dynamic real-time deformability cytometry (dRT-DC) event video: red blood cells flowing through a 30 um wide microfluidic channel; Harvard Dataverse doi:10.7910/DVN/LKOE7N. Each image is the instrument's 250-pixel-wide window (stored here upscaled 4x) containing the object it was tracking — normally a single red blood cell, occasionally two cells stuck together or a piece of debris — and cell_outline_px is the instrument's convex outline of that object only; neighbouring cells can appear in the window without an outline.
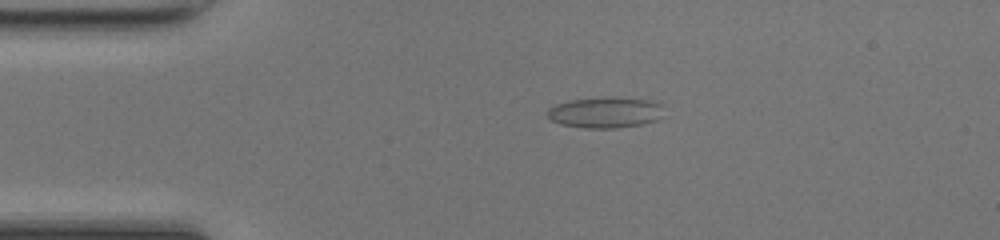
{"species": "common noctule bat (a hibernating species)", "species_latin": "Nyctalus noctula", "temperature_condition": "room temperature", "stored_images_in_passage": 41, "camera_frame_rate_fps": 3000, "um_per_image_px": 0.085, "animal": {"sex": "female", "body_mass_g": 17.0, "forearm_length_mm": 48.0}, "frame": {"image": 1, "passage_image": 3, "time_ms": 0.667, "image_size_px": [1000, 240], "cell_outline_px": [[660, 116], [656, 120], [640, 124], [616, 128], [584, 128], [560, 124], [552, 120], [548, 116], [548, 108], [556, 104], [568, 100], [608, 96], [616, 96], [648, 100], [660, 104]], "centroid_in_image_um": [51.39, 9.54], "position_along_channel_um": 33.6, "area_um2": 20.92}}
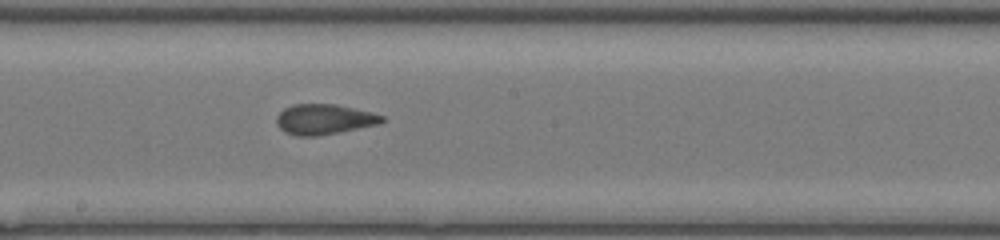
{"frame": {"image": 2, "passage_image": 19, "time_ms": 6.0, "image_size_px": [1000, 240], "cell_outline_px": [[384, 120], [380, 124], [340, 132], [316, 136], [296, 136], [284, 132], [276, 124], [276, 116], [284, 108], [292, 104], [336, 104], [372, 112], [384, 116]], "centroid_in_image_um": [27.54, 10.14], "position_along_channel_um": 220.7, "area_um2": 18.79}}
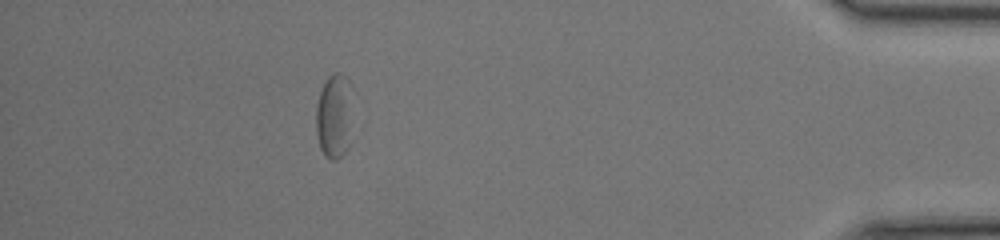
{"frame": {"image": 3, "passage_image": 36, "time_ms": 11.667, "image_size_px": [1000, 240], "cell_outline_px": [[352, 140], [348, 148], [336, 160], [332, 160], [324, 156], [320, 148], [316, 132], [316, 104], [320, 92], [328, 76], [332, 72], [340, 72], [348, 80], [352, 88]], "centroid_in_image_um": [28.44, 9.87], "position_along_channel_um": 406.8, "area_um2": 18.9}, "authors_computed_cell_mechanics": {"area_um2": 18.9584, "velocity_mm_per_s": 4.2696, "shape_relaxation_time_tau1_ms": 8.439, "shape_relaxation_time_tau2_ms": 1.6162, "deformation_change_tau1": 0.1712, "deformation_change_tau2": 0.0794}}